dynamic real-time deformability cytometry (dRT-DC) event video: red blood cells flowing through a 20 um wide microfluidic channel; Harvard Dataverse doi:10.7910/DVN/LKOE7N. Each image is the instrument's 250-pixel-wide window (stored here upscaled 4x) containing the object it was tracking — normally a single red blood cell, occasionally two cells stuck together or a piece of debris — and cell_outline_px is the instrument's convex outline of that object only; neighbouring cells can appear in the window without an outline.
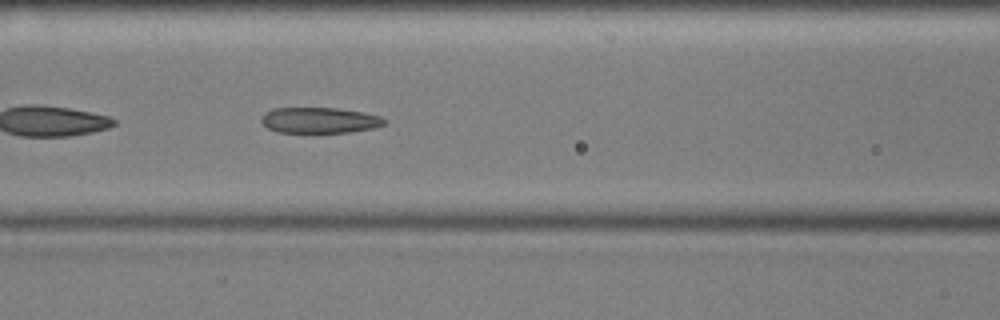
{"species": "common noctule bat (a hibernating species)", "species_latin": "Nyctalus noctula", "temperature_condition": "cold", "stored_images_in_passage": 40, "camera_frame_rate_fps": 3000, "um_per_image_px": 0.085, "animal": {"sex": "male", "body_mass_g": 17.9, "forearm_length_mm": 54.2}, "frame": {"image": 1, "passage_image": 8, "time_ms": 2.333, "image_size_px": [1000, 320], "cell_outline_px": [[388, 120], [384, 124], [372, 128], [348, 132], [276, 132], [268, 128], [260, 120], [264, 112], [272, 108], [336, 108], [364, 112], [380, 116]], "centroid_in_image_um": [27.14, 10.21], "position_along_channel_um": 139.5, "area_um2": 18.44}}
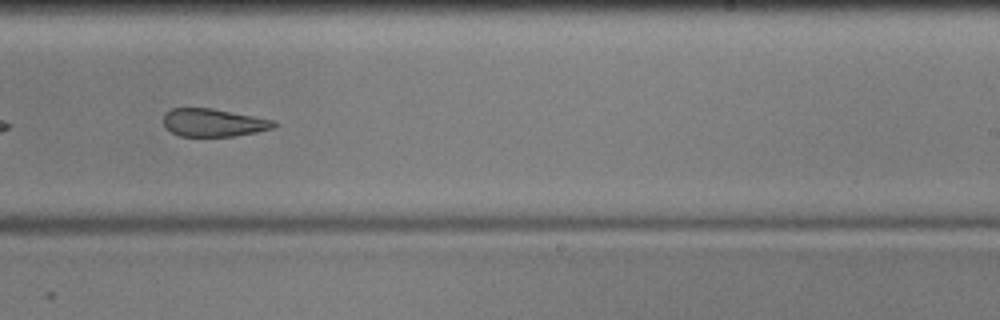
{"frame": {"image": 2, "passage_image": 19, "time_ms": 6.0, "image_size_px": [1000, 320], "cell_outline_px": [[276, 124], [272, 128], [256, 132], [236, 136], [180, 136], [172, 132], [164, 124], [164, 112], [172, 108], [212, 108], [272, 120]], "centroid_in_image_um": [18.1, 10.42], "position_along_channel_um": 270.9, "area_um2": 17.69}}
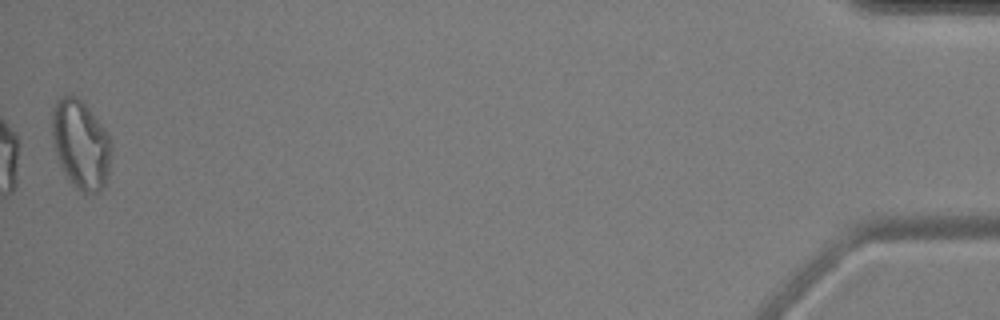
{"frame": {"image": 3, "passage_image": 40, "time_ms": 13.0, "image_size_px": [1000, 320], "cell_outline_px": [[112, 156], [108, 176], [104, 188], [100, 192], [88, 196], [84, 196], [68, 180], [60, 164], [52, 140], [52, 108], [56, 100], [60, 96], [72, 92], [88, 108], [100, 124], [108, 136], [112, 144]], "centroid_in_image_um": [6.87, 12.32], "position_along_channel_um": 428.3, "area_um2": 31.33}, "authors_computed_cell_mechanics": {"area_um2": 19.5653, "velocity_mm_per_s": 3.5988, "shape_relaxation_time_tau1_ms": null, "shape_relaxation_time_tau2_ms": 3.4439, "deformation_change_tau1": null, "deformation_change_tau2": 0.1276}}